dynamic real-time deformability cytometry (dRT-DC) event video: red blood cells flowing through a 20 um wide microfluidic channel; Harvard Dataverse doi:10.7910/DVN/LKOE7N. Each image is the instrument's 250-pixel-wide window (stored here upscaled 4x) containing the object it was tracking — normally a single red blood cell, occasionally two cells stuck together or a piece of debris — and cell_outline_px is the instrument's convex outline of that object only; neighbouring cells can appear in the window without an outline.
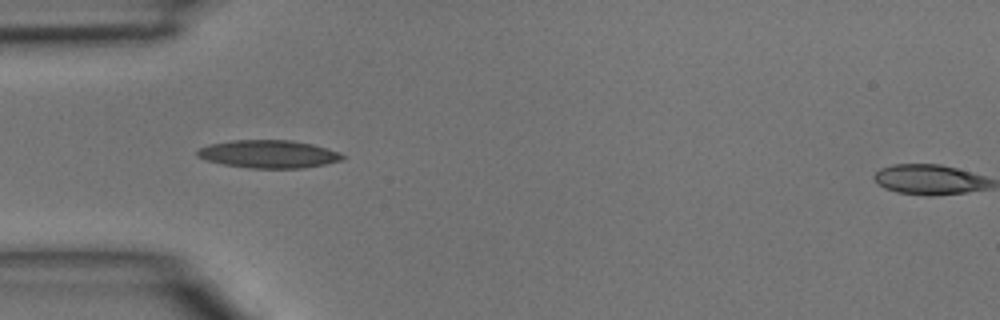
{"species": "common noctule bat (a hibernating species)", "species_latin": "Nyctalus noctula", "temperature_condition": "room temperature", "stored_images_in_passage": 33, "camera_frame_rate_fps": 3000, "um_per_image_px": 0.085, "animal": {"sex": "male", "body_mass_g": 15.6}, "frame": {"image": 1, "passage_image": 1, "time_ms": 0.0, "image_size_px": [1000, 320], "cell_outline_px": [[344, 160], [304, 168], [248, 168], [224, 164], [208, 160], [196, 156], [196, 152], [200, 148], [212, 144], [232, 140], [292, 140], [312, 144], [340, 152], [344, 156]], "centroid_in_image_um": [22.86, 13.09], "position_along_channel_um": 62.1, "area_um2": 23.47}}
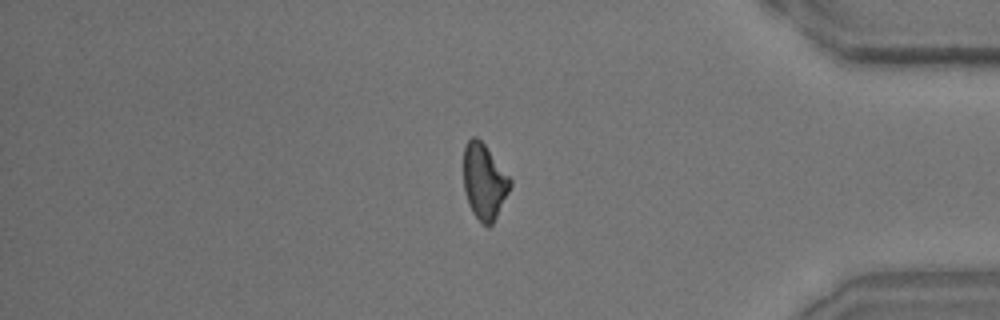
{"frame": {"image": 2, "passage_image": 26, "time_ms": 8.333, "image_size_px": [1000, 320], "cell_outline_px": [[512, 184], [492, 224], [488, 228], [472, 212], [468, 204], [464, 188], [464, 148], [468, 140], [472, 136], [476, 136], [484, 144], [512, 180]], "centroid_in_image_um": [41.15, 15.42], "position_along_channel_um": 394.1, "area_um2": 20.17}}
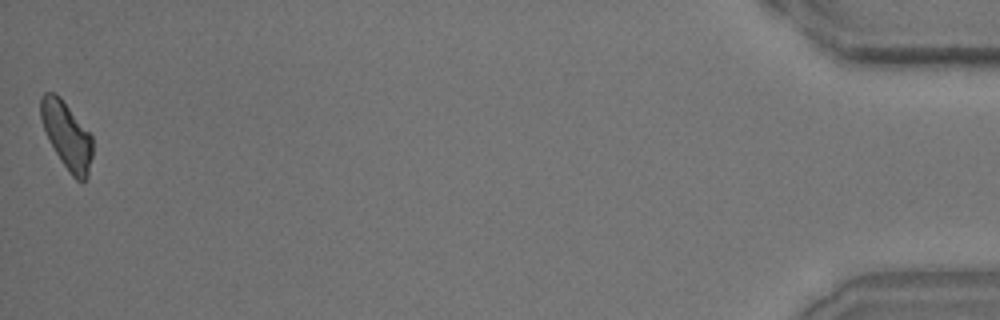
{"frame": {"image": 3, "passage_image": 33, "time_ms": 10.667, "image_size_px": [1000, 320], "cell_outline_px": [[92, 156], [88, 176], [84, 184], [76, 180], [68, 172], [60, 160], [44, 128], [40, 116], [40, 96], [44, 92], [52, 92], [60, 96], [92, 136]], "centroid_in_image_um": [5.69, 11.53], "position_along_channel_um": 429.5, "area_um2": 20.17}}